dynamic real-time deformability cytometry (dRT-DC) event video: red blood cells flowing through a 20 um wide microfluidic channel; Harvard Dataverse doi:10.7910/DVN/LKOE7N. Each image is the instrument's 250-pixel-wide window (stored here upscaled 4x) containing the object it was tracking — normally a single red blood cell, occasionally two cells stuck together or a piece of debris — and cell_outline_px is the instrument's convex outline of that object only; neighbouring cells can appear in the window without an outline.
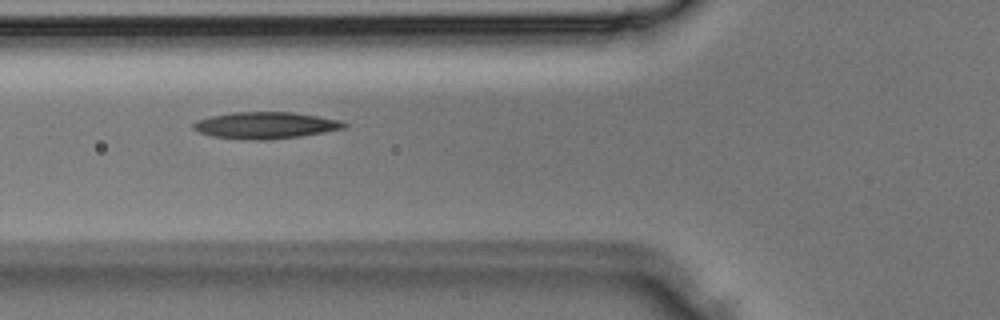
{"species": "Egyptian fruit bat (a non-hibernating species)", "species_latin": "Rousettus aegyptiacus", "temperature_condition": "room temperature", "stored_images_in_passage": 24, "camera_frame_rate_fps": 3000, "um_per_image_px": 0.085, "animal": {"sex": "male"}, "frame": {"image": 1, "passage_image": 3, "time_ms": 0.667, "image_size_px": [1000, 320], "cell_outline_px": [[348, 124], [344, 128], [324, 132], [300, 136], [268, 140], [240, 140], [212, 136], [200, 132], [192, 128], [192, 124], [196, 120], [212, 116], [236, 112], [292, 112], [340, 120]], "centroid_in_image_um": [22.54, 10.66], "position_along_channel_um": 103.3, "area_um2": 23.41}}
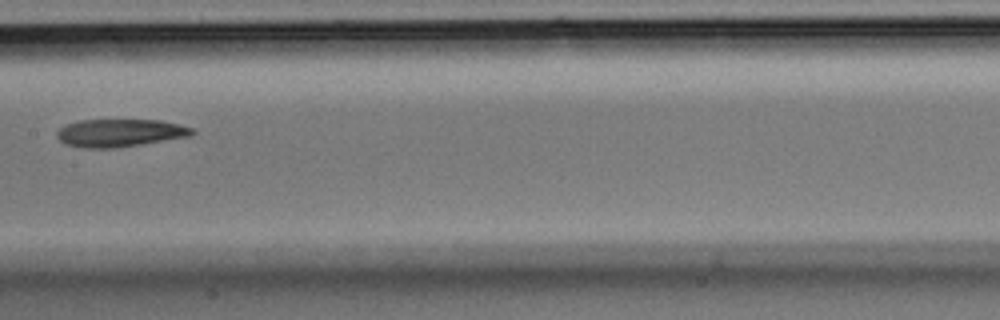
{"frame": {"image": 2, "passage_image": 8, "time_ms": 2.333, "image_size_px": [1000, 320], "cell_outline_px": [[196, 132], [192, 136], [140, 144], [112, 148], [84, 148], [64, 144], [56, 136], [56, 132], [60, 128], [68, 124], [80, 120], [160, 120], [180, 124], [192, 128]], "centroid_in_image_um": [10.2, 11.29], "position_along_channel_um": 197.2, "area_um2": 21.85}}
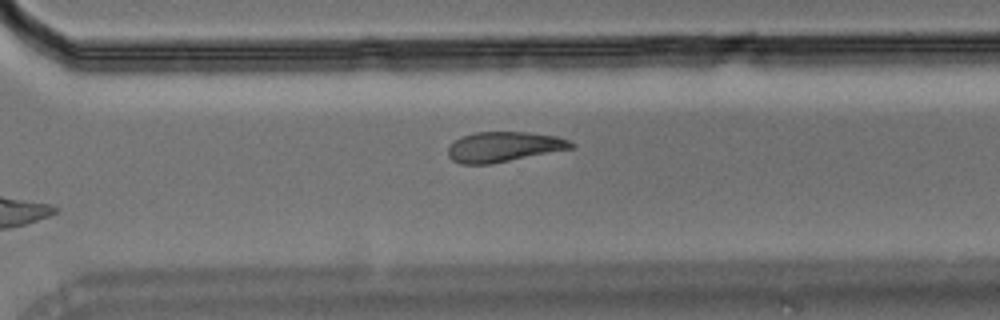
{"frame": {"image": 3, "passage_image": 15, "time_ms": 4.667, "image_size_px": [1000, 320], "cell_outline_px": [[576, 144], [572, 148], [492, 164], [460, 164], [452, 160], [448, 156], [448, 148], [456, 140], [464, 136], [476, 132], [528, 132], [556, 136], [568, 140]], "centroid_in_image_um": [42.82, 12.48], "position_along_channel_um": 327.8, "area_um2": 21.44}}